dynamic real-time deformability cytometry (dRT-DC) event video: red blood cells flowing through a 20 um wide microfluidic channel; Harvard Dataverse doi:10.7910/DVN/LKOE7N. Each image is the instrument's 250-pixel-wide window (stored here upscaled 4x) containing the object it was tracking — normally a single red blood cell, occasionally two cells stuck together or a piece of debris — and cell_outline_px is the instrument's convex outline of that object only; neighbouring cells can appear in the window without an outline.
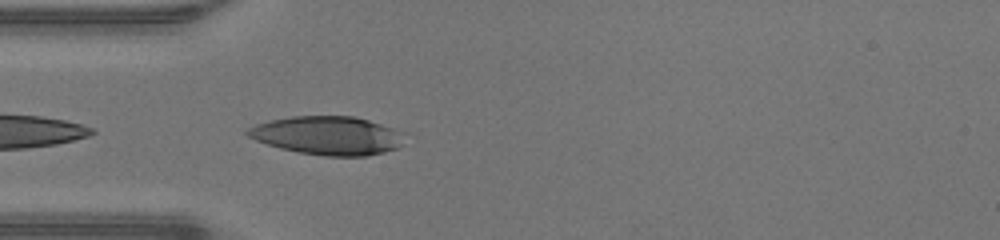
{"species": "human", "species_latin": "Homo sapiens", "temperature_condition": "warm", "stored_images_in_passage": 21, "camera_frame_rate_fps": 3000, "um_per_image_px": 0.085, "donor": {"sex": "male"}, "frame": {"image": 1, "passage_image": 1, "time_ms": 0.0, "image_size_px": [1000, 240], "cell_outline_px": [[408, 136], [396, 148], [384, 152], [368, 156], [324, 156], [300, 152], [280, 148], [256, 140], [248, 136], [244, 132], [248, 128], [256, 124], [272, 120], [292, 116], [352, 116], [368, 120], [408, 132]], "centroid_in_image_um": [27.91, 11.52], "position_along_channel_um": 57.1, "area_um2": 35.37}}
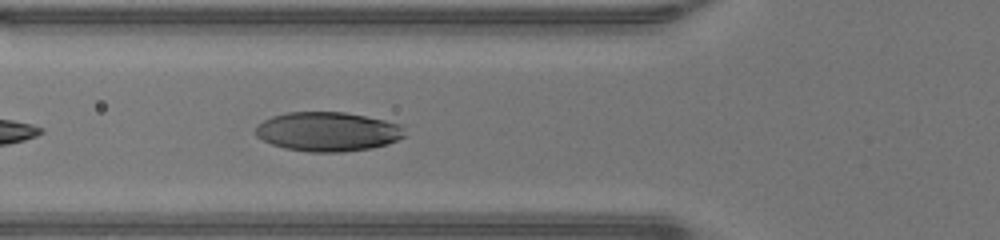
{"frame": {"image": 2, "passage_image": 4, "time_ms": 1.0, "image_size_px": [1000, 240], "cell_outline_px": [[408, 136], [388, 144], [372, 148], [344, 152], [308, 152], [284, 148], [272, 144], [256, 136], [256, 128], [264, 120], [272, 116], [288, 112], [344, 112], [384, 120], [400, 124], [404, 128]], "centroid_in_image_um": [27.91, 11.2], "position_along_channel_um": 97.9, "area_um2": 34.28}}